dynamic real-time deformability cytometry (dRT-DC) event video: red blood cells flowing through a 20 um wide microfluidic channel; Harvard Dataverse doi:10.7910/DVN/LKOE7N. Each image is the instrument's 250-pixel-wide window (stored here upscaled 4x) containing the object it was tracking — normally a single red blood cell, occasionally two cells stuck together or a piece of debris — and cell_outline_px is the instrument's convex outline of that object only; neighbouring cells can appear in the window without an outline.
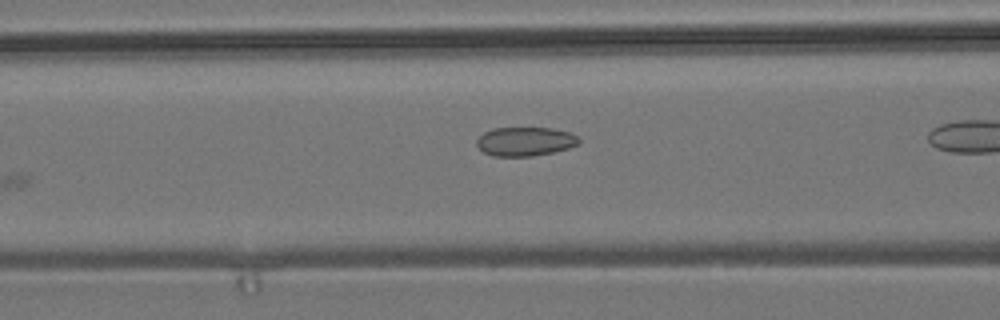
{"species": "common noctule bat (a hibernating species)", "species_latin": "Nyctalus noctula", "temperature_condition": "room temperature", "stored_images_in_passage": 45, "camera_frame_rate_fps": 3000, "um_per_image_px": 0.085, "animal": {"sex": "male", "body_mass_g": 19.2, "forearm_length_mm": 51.8}, "frame": {"image": 1, "passage_image": 5, "time_ms": 1.333, "image_size_px": [1000, 320], "cell_outline_px": [[580, 144], [568, 148], [552, 152], [532, 156], [492, 156], [484, 152], [476, 144], [476, 140], [484, 132], [492, 128], [552, 128], [568, 132], [576, 136], [580, 140]], "centroid_in_image_um": [44.63, 12.02], "position_along_channel_um": 122.0, "area_um2": 17.17}}
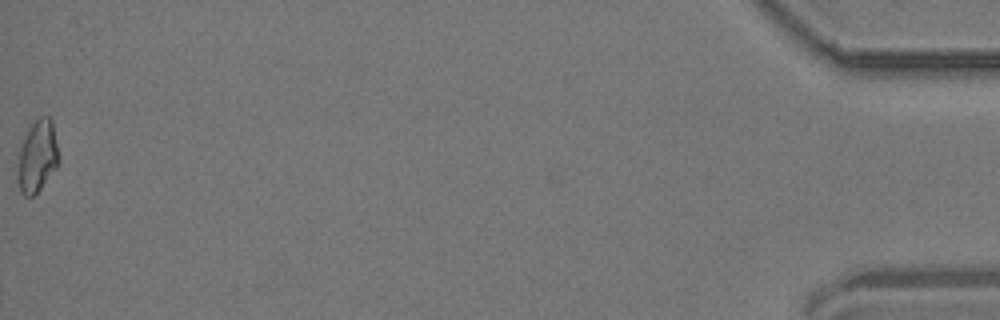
{"frame": {"image": 2, "passage_image": 45, "time_ms": 14.667, "image_size_px": [1000, 320], "cell_outline_px": [[60, 160], [56, 168], [40, 188], [32, 196], [24, 196], [20, 192], [16, 176], [16, 168], [20, 140], [28, 124], [40, 116], [48, 116], [52, 120]], "centroid_in_image_um": [3.12, 13.23], "position_along_channel_um": 432.1, "area_um2": 17.98}}